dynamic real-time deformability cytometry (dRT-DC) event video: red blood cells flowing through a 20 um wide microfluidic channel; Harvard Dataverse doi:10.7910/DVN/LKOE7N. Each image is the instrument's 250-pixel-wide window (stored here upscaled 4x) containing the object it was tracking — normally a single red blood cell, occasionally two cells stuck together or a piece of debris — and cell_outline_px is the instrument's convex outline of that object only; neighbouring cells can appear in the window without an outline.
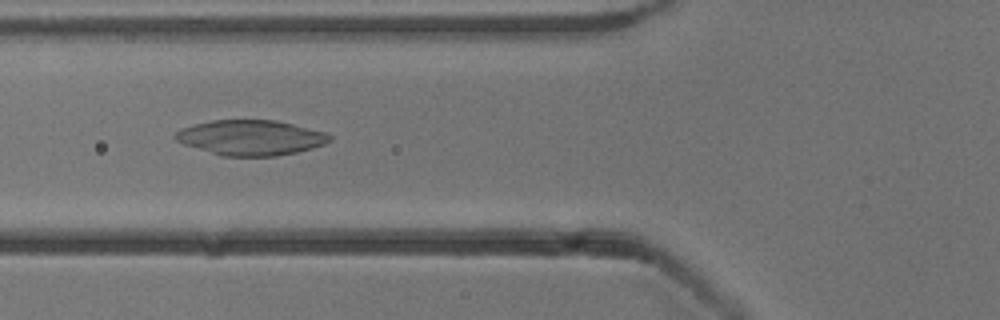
{"species": "common noctule bat (a hibernating species)", "species_latin": "Nyctalus noctula", "temperature_condition": "cold", "stored_images_in_passage": 6, "camera_frame_rate_fps": 3000, "um_per_image_px": 0.085, "animal": {"sex": "male", "body_mass_g": 13.3}, "frame": {"image": 1, "passage_image": 4, "time_ms": 4.333, "image_size_px": [1000, 320], "cell_outline_px": [[332, 140], [324, 144], [312, 148], [296, 152], [276, 156], [220, 156], [184, 144], [176, 140], [172, 136], [180, 128], [212, 120], [276, 120], [324, 132], [332, 136]], "centroid_in_image_um": [21.29, 11.7], "position_along_channel_um": 104.5, "area_um2": 31.56}}